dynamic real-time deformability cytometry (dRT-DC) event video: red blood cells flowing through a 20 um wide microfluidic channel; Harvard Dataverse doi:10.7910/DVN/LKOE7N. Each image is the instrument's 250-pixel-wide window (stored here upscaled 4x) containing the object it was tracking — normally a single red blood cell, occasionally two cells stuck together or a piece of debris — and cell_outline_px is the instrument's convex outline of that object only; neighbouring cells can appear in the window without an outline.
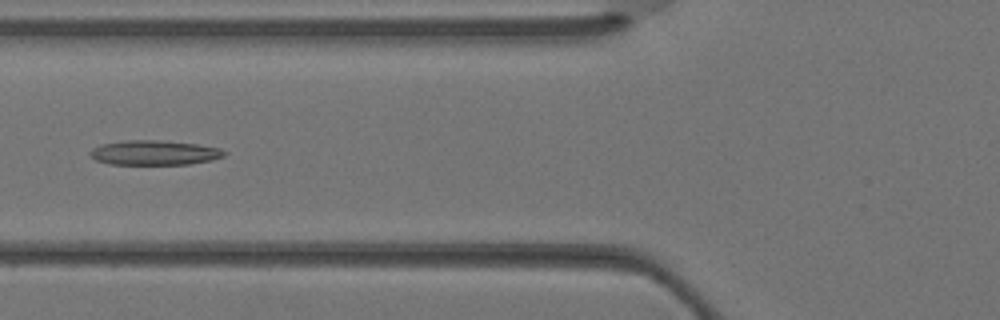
{"species": "Egyptian fruit bat (a non-hibernating species)", "species_latin": "Rousettus aegyptiacus", "temperature_condition": "warm", "stored_images_in_passage": 3, "camera_frame_rate_fps": 3000, "um_per_image_px": 0.085, "animal": {"sex": "female"}, "frame": {"image": 1, "passage_image": 3, "time_ms": 0.667, "image_size_px": [1000, 320], "cell_outline_px": [[228, 152], [224, 156], [212, 160], [188, 164], [108, 164], [96, 160], [88, 152], [92, 148], [100, 144], [124, 140], [160, 140], [196, 144], [220, 148]], "centroid_in_image_um": [13.11, 12.97], "position_along_channel_um": 112.7, "area_um2": 19.36}}